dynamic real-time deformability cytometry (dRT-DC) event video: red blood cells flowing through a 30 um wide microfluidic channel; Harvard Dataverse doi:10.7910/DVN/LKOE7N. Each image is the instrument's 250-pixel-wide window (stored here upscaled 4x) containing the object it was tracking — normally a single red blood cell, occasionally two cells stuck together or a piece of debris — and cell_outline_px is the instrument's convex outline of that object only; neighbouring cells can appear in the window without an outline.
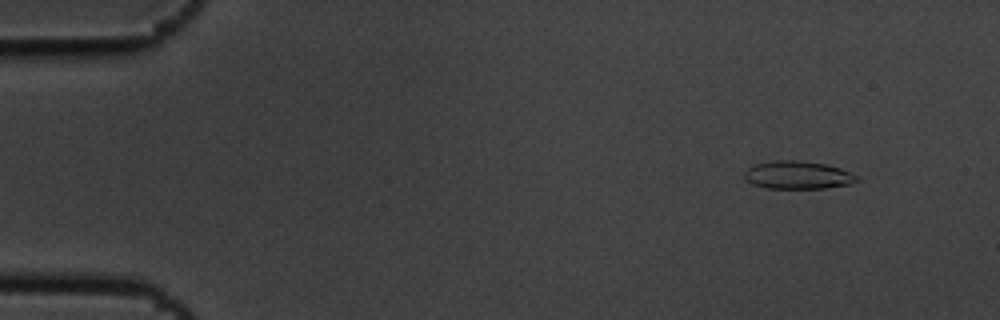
{"species": "common noctule bat (a hibernating species)", "species_latin": "Nyctalus noctula", "temperature_condition": "cold", "stored_images_in_passage": 4, "camera_frame_rate_fps": 3000, "um_per_image_px": 0.085, "animal": {"sex": "male", "body_mass_g": 19.5, "forearm_length_mm": 54.6}, "frame": {"image": 1, "passage_image": 1, "time_ms": 0.0, "image_size_px": [1000, 320], "cell_outline_px": [[860, 180], [852, 184], [824, 188], [764, 188], [752, 184], [744, 180], [744, 172], [748, 168], [756, 164], [772, 160], [796, 160], [824, 164], [840, 168], [860, 176]], "centroid_in_image_um": [67.82, 14.88], "position_along_channel_um": 17.2, "area_um2": 18.5}}